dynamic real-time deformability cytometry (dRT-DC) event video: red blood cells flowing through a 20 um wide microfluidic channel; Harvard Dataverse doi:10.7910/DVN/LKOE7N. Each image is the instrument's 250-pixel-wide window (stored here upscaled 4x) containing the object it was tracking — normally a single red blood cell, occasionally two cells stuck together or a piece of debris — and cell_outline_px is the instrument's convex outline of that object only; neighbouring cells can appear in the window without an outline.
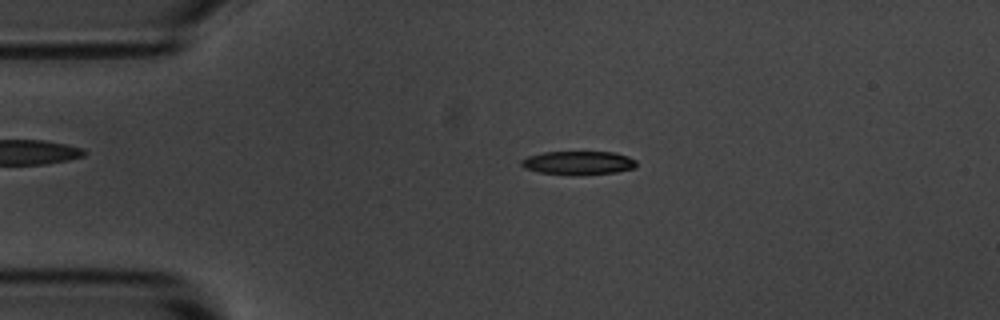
{"species": "common noctule bat (a hibernating species)", "species_latin": "Nyctalus noctula", "temperature_condition": "room temperature", "stored_images_in_passage": 3, "camera_frame_rate_fps": 3000, "um_per_image_px": 0.085, "animal": {"sex": "male", "body_mass_g": 20.1, "forearm_length_mm": 53.5}, "frame": {"image": 1, "passage_image": 2, "time_ms": 1.0, "image_size_px": [1000, 320], "cell_outline_px": [[636, 168], [616, 172], [580, 176], [568, 176], [540, 172], [524, 168], [520, 164], [520, 160], [528, 156], [544, 152], [612, 152], [628, 156], [636, 160]], "centroid_in_image_um": [49.15, 13.86], "position_along_channel_um": 35.8, "area_um2": 16.18}}